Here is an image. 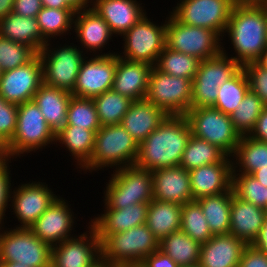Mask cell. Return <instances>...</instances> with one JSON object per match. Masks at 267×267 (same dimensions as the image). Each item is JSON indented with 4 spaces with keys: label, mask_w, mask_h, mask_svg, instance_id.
I'll list each match as a JSON object with an SVG mask.
<instances>
[{
    "label": "cell",
    "mask_w": 267,
    "mask_h": 267,
    "mask_svg": "<svg viewBox=\"0 0 267 267\" xmlns=\"http://www.w3.org/2000/svg\"><path fill=\"white\" fill-rule=\"evenodd\" d=\"M115 38L108 23L91 7L77 10L71 39L74 43L77 42L76 45L87 56H107L117 53L116 47H113L116 51L111 50L110 43L116 41Z\"/></svg>",
    "instance_id": "e0dca14e"
},
{
    "label": "cell",
    "mask_w": 267,
    "mask_h": 267,
    "mask_svg": "<svg viewBox=\"0 0 267 267\" xmlns=\"http://www.w3.org/2000/svg\"><path fill=\"white\" fill-rule=\"evenodd\" d=\"M8 158L6 147H0V164Z\"/></svg>",
    "instance_id": "e7e4bbea"
},
{
    "label": "cell",
    "mask_w": 267,
    "mask_h": 267,
    "mask_svg": "<svg viewBox=\"0 0 267 267\" xmlns=\"http://www.w3.org/2000/svg\"><path fill=\"white\" fill-rule=\"evenodd\" d=\"M235 2L243 6H267V0H235Z\"/></svg>",
    "instance_id": "91938a15"
},
{
    "label": "cell",
    "mask_w": 267,
    "mask_h": 267,
    "mask_svg": "<svg viewBox=\"0 0 267 267\" xmlns=\"http://www.w3.org/2000/svg\"><path fill=\"white\" fill-rule=\"evenodd\" d=\"M253 246L258 250L265 252L267 254V217H265L264 224L260 230V234Z\"/></svg>",
    "instance_id": "db71d44e"
},
{
    "label": "cell",
    "mask_w": 267,
    "mask_h": 267,
    "mask_svg": "<svg viewBox=\"0 0 267 267\" xmlns=\"http://www.w3.org/2000/svg\"><path fill=\"white\" fill-rule=\"evenodd\" d=\"M117 53L107 56H86L82 61L73 92L74 97L93 99L111 90Z\"/></svg>",
    "instance_id": "d6986e66"
},
{
    "label": "cell",
    "mask_w": 267,
    "mask_h": 267,
    "mask_svg": "<svg viewBox=\"0 0 267 267\" xmlns=\"http://www.w3.org/2000/svg\"><path fill=\"white\" fill-rule=\"evenodd\" d=\"M14 161L18 163L20 160L12 158H6L0 164V226H4L10 222L7 221L9 208H10V194L15 178H13V166ZM11 164V165H10ZM12 172V173H11Z\"/></svg>",
    "instance_id": "bcb514c9"
},
{
    "label": "cell",
    "mask_w": 267,
    "mask_h": 267,
    "mask_svg": "<svg viewBox=\"0 0 267 267\" xmlns=\"http://www.w3.org/2000/svg\"><path fill=\"white\" fill-rule=\"evenodd\" d=\"M266 106L262 100L249 90L238 108L230 115L235 129L241 136H249L256 121Z\"/></svg>",
    "instance_id": "60d3db41"
},
{
    "label": "cell",
    "mask_w": 267,
    "mask_h": 267,
    "mask_svg": "<svg viewBox=\"0 0 267 267\" xmlns=\"http://www.w3.org/2000/svg\"><path fill=\"white\" fill-rule=\"evenodd\" d=\"M0 267H26L17 262H0Z\"/></svg>",
    "instance_id": "6125c7cd"
},
{
    "label": "cell",
    "mask_w": 267,
    "mask_h": 267,
    "mask_svg": "<svg viewBox=\"0 0 267 267\" xmlns=\"http://www.w3.org/2000/svg\"><path fill=\"white\" fill-rule=\"evenodd\" d=\"M232 158V174H252L267 167V143L241 136Z\"/></svg>",
    "instance_id": "836d02e7"
},
{
    "label": "cell",
    "mask_w": 267,
    "mask_h": 267,
    "mask_svg": "<svg viewBox=\"0 0 267 267\" xmlns=\"http://www.w3.org/2000/svg\"><path fill=\"white\" fill-rule=\"evenodd\" d=\"M184 116L192 135L216 145L227 156L234 154L241 135L235 129L230 115L214 107H202L191 108Z\"/></svg>",
    "instance_id": "7c38bea8"
},
{
    "label": "cell",
    "mask_w": 267,
    "mask_h": 267,
    "mask_svg": "<svg viewBox=\"0 0 267 267\" xmlns=\"http://www.w3.org/2000/svg\"><path fill=\"white\" fill-rule=\"evenodd\" d=\"M201 244L183 231L172 232L159 242V249L179 266L199 264Z\"/></svg>",
    "instance_id": "d590c367"
},
{
    "label": "cell",
    "mask_w": 267,
    "mask_h": 267,
    "mask_svg": "<svg viewBox=\"0 0 267 267\" xmlns=\"http://www.w3.org/2000/svg\"><path fill=\"white\" fill-rule=\"evenodd\" d=\"M14 0H0V19L5 18L10 12H13Z\"/></svg>",
    "instance_id": "9f6ffc18"
},
{
    "label": "cell",
    "mask_w": 267,
    "mask_h": 267,
    "mask_svg": "<svg viewBox=\"0 0 267 267\" xmlns=\"http://www.w3.org/2000/svg\"><path fill=\"white\" fill-rule=\"evenodd\" d=\"M86 221L83 232L52 247L53 267H93L101 260V242L96 229Z\"/></svg>",
    "instance_id": "ac0fdd59"
},
{
    "label": "cell",
    "mask_w": 267,
    "mask_h": 267,
    "mask_svg": "<svg viewBox=\"0 0 267 267\" xmlns=\"http://www.w3.org/2000/svg\"><path fill=\"white\" fill-rule=\"evenodd\" d=\"M247 245L232 234L213 235L201 244L200 267H239L244 248Z\"/></svg>",
    "instance_id": "484cf974"
},
{
    "label": "cell",
    "mask_w": 267,
    "mask_h": 267,
    "mask_svg": "<svg viewBox=\"0 0 267 267\" xmlns=\"http://www.w3.org/2000/svg\"><path fill=\"white\" fill-rule=\"evenodd\" d=\"M233 195L234 192L231 188L225 193L196 200L202 208V212L213 235L229 234L230 210Z\"/></svg>",
    "instance_id": "e575fe53"
},
{
    "label": "cell",
    "mask_w": 267,
    "mask_h": 267,
    "mask_svg": "<svg viewBox=\"0 0 267 267\" xmlns=\"http://www.w3.org/2000/svg\"><path fill=\"white\" fill-rule=\"evenodd\" d=\"M63 196L64 194H60L36 222L28 228L35 236L51 247L76 236L79 233L76 228L81 225L78 221L85 219L83 216H78L80 212L75 211L74 201L71 199L73 202L71 204L69 198L67 200Z\"/></svg>",
    "instance_id": "5bb4252c"
},
{
    "label": "cell",
    "mask_w": 267,
    "mask_h": 267,
    "mask_svg": "<svg viewBox=\"0 0 267 267\" xmlns=\"http://www.w3.org/2000/svg\"><path fill=\"white\" fill-rule=\"evenodd\" d=\"M0 147H6V145L0 140Z\"/></svg>",
    "instance_id": "a7ac6f4b"
},
{
    "label": "cell",
    "mask_w": 267,
    "mask_h": 267,
    "mask_svg": "<svg viewBox=\"0 0 267 267\" xmlns=\"http://www.w3.org/2000/svg\"><path fill=\"white\" fill-rule=\"evenodd\" d=\"M266 210L250 202L232 196L230 210V232L246 245H253L264 224Z\"/></svg>",
    "instance_id": "83f0119b"
},
{
    "label": "cell",
    "mask_w": 267,
    "mask_h": 267,
    "mask_svg": "<svg viewBox=\"0 0 267 267\" xmlns=\"http://www.w3.org/2000/svg\"><path fill=\"white\" fill-rule=\"evenodd\" d=\"M38 55L43 84L72 93L81 63L87 55L72 39L48 41Z\"/></svg>",
    "instance_id": "8992f818"
},
{
    "label": "cell",
    "mask_w": 267,
    "mask_h": 267,
    "mask_svg": "<svg viewBox=\"0 0 267 267\" xmlns=\"http://www.w3.org/2000/svg\"><path fill=\"white\" fill-rule=\"evenodd\" d=\"M266 48L267 6L235 4L222 36V53L243 67L255 62Z\"/></svg>",
    "instance_id": "6da1fadb"
},
{
    "label": "cell",
    "mask_w": 267,
    "mask_h": 267,
    "mask_svg": "<svg viewBox=\"0 0 267 267\" xmlns=\"http://www.w3.org/2000/svg\"><path fill=\"white\" fill-rule=\"evenodd\" d=\"M200 61L195 56L173 51L165 46L155 67L166 74L193 80Z\"/></svg>",
    "instance_id": "ab89813d"
},
{
    "label": "cell",
    "mask_w": 267,
    "mask_h": 267,
    "mask_svg": "<svg viewBox=\"0 0 267 267\" xmlns=\"http://www.w3.org/2000/svg\"><path fill=\"white\" fill-rule=\"evenodd\" d=\"M239 267H267V254L247 245L241 255Z\"/></svg>",
    "instance_id": "681fc988"
},
{
    "label": "cell",
    "mask_w": 267,
    "mask_h": 267,
    "mask_svg": "<svg viewBox=\"0 0 267 267\" xmlns=\"http://www.w3.org/2000/svg\"><path fill=\"white\" fill-rule=\"evenodd\" d=\"M182 205L152 199L147 209L146 225L160 242L180 230Z\"/></svg>",
    "instance_id": "1f68e13d"
},
{
    "label": "cell",
    "mask_w": 267,
    "mask_h": 267,
    "mask_svg": "<svg viewBox=\"0 0 267 267\" xmlns=\"http://www.w3.org/2000/svg\"><path fill=\"white\" fill-rule=\"evenodd\" d=\"M234 194L247 202L261 208H267V187H264L251 174H232Z\"/></svg>",
    "instance_id": "ee69618b"
},
{
    "label": "cell",
    "mask_w": 267,
    "mask_h": 267,
    "mask_svg": "<svg viewBox=\"0 0 267 267\" xmlns=\"http://www.w3.org/2000/svg\"><path fill=\"white\" fill-rule=\"evenodd\" d=\"M226 154L216 145L191 135L183 152L180 166L190 171L204 165L219 163Z\"/></svg>",
    "instance_id": "74e56055"
},
{
    "label": "cell",
    "mask_w": 267,
    "mask_h": 267,
    "mask_svg": "<svg viewBox=\"0 0 267 267\" xmlns=\"http://www.w3.org/2000/svg\"><path fill=\"white\" fill-rule=\"evenodd\" d=\"M85 128L74 125H65L55 134L54 148H64L67 157L71 159V166L74 165L72 171L76 170L77 175L90 162L95 143V133Z\"/></svg>",
    "instance_id": "4316f807"
},
{
    "label": "cell",
    "mask_w": 267,
    "mask_h": 267,
    "mask_svg": "<svg viewBox=\"0 0 267 267\" xmlns=\"http://www.w3.org/2000/svg\"><path fill=\"white\" fill-rule=\"evenodd\" d=\"M191 135V127L184 115H169L139 144L135 164L151 172L180 165Z\"/></svg>",
    "instance_id": "7a4b0ae2"
},
{
    "label": "cell",
    "mask_w": 267,
    "mask_h": 267,
    "mask_svg": "<svg viewBox=\"0 0 267 267\" xmlns=\"http://www.w3.org/2000/svg\"><path fill=\"white\" fill-rule=\"evenodd\" d=\"M33 178L26 179L20 183L17 180L13 183L10 194V208L7 220L13 228H29L48 209L53 201L61 194L53 189V185L48 183L46 178L42 180ZM48 183V184H47ZM16 184V185H15ZM52 187V188H51ZM57 193V194H56ZM11 215V217H10ZM13 215V216H12ZM16 222H13V218ZM12 218V220L10 219Z\"/></svg>",
    "instance_id": "52a82bcc"
},
{
    "label": "cell",
    "mask_w": 267,
    "mask_h": 267,
    "mask_svg": "<svg viewBox=\"0 0 267 267\" xmlns=\"http://www.w3.org/2000/svg\"><path fill=\"white\" fill-rule=\"evenodd\" d=\"M100 242L101 259L115 267L142 264L146 257L159 249V241L146 224L104 236Z\"/></svg>",
    "instance_id": "9c48e42d"
},
{
    "label": "cell",
    "mask_w": 267,
    "mask_h": 267,
    "mask_svg": "<svg viewBox=\"0 0 267 267\" xmlns=\"http://www.w3.org/2000/svg\"><path fill=\"white\" fill-rule=\"evenodd\" d=\"M242 66L224 53L200 61L192 80L191 108L213 107L218 88Z\"/></svg>",
    "instance_id": "4fadbf2b"
},
{
    "label": "cell",
    "mask_w": 267,
    "mask_h": 267,
    "mask_svg": "<svg viewBox=\"0 0 267 267\" xmlns=\"http://www.w3.org/2000/svg\"><path fill=\"white\" fill-rule=\"evenodd\" d=\"M253 175L264 187H267V167L255 170Z\"/></svg>",
    "instance_id": "6f0895ef"
},
{
    "label": "cell",
    "mask_w": 267,
    "mask_h": 267,
    "mask_svg": "<svg viewBox=\"0 0 267 267\" xmlns=\"http://www.w3.org/2000/svg\"><path fill=\"white\" fill-rule=\"evenodd\" d=\"M180 267H200V265L199 264H195V265L180 266Z\"/></svg>",
    "instance_id": "003e7915"
},
{
    "label": "cell",
    "mask_w": 267,
    "mask_h": 267,
    "mask_svg": "<svg viewBox=\"0 0 267 267\" xmlns=\"http://www.w3.org/2000/svg\"><path fill=\"white\" fill-rule=\"evenodd\" d=\"M0 35L31 47L37 54L48 42L41 34L36 17H23L14 12L0 19Z\"/></svg>",
    "instance_id": "4dcf8cb0"
},
{
    "label": "cell",
    "mask_w": 267,
    "mask_h": 267,
    "mask_svg": "<svg viewBox=\"0 0 267 267\" xmlns=\"http://www.w3.org/2000/svg\"><path fill=\"white\" fill-rule=\"evenodd\" d=\"M139 153L138 142L121 124L101 126L95 133L90 162L80 171L83 175L100 174L133 165ZM103 171V172H102ZM83 172V173H82ZM102 172V173H101ZM94 173V174H93Z\"/></svg>",
    "instance_id": "3957f363"
},
{
    "label": "cell",
    "mask_w": 267,
    "mask_h": 267,
    "mask_svg": "<svg viewBox=\"0 0 267 267\" xmlns=\"http://www.w3.org/2000/svg\"><path fill=\"white\" fill-rule=\"evenodd\" d=\"M66 125L98 131L101 125L93 99L72 96L67 108Z\"/></svg>",
    "instance_id": "7bdbcfd3"
},
{
    "label": "cell",
    "mask_w": 267,
    "mask_h": 267,
    "mask_svg": "<svg viewBox=\"0 0 267 267\" xmlns=\"http://www.w3.org/2000/svg\"><path fill=\"white\" fill-rule=\"evenodd\" d=\"M146 14L134 24L119 42L122 45L117 48V55L130 61L145 62L155 66L159 55L166 46V20L167 15L162 16L161 21ZM154 20V21H153Z\"/></svg>",
    "instance_id": "ba28073f"
},
{
    "label": "cell",
    "mask_w": 267,
    "mask_h": 267,
    "mask_svg": "<svg viewBox=\"0 0 267 267\" xmlns=\"http://www.w3.org/2000/svg\"><path fill=\"white\" fill-rule=\"evenodd\" d=\"M93 267H115L113 264L103 261L102 259L98 261Z\"/></svg>",
    "instance_id": "be15d7a7"
},
{
    "label": "cell",
    "mask_w": 267,
    "mask_h": 267,
    "mask_svg": "<svg viewBox=\"0 0 267 267\" xmlns=\"http://www.w3.org/2000/svg\"><path fill=\"white\" fill-rule=\"evenodd\" d=\"M76 12V9L43 7L36 17L42 36L47 41L70 40Z\"/></svg>",
    "instance_id": "d6a6232c"
},
{
    "label": "cell",
    "mask_w": 267,
    "mask_h": 267,
    "mask_svg": "<svg viewBox=\"0 0 267 267\" xmlns=\"http://www.w3.org/2000/svg\"><path fill=\"white\" fill-rule=\"evenodd\" d=\"M52 247L27 228L0 226V262H17L26 267H49Z\"/></svg>",
    "instance_id": "8fae6325"
},
{
    "label": "cell",
    "mask_w": 267,
    "mask_h": 267,
    "mask_svg": "<svg viewBox=\"0 0 267 267\" xmlns=\"http://www.w3.org/2000/svg\"><path fill=\"white\" fill-rule=\"evenodd\" d=\"M42 6L56 9H75L67 0H41Z\"/></svg>",
    "instance_id": "11a10c76"
},
{
    "label": "cell",
    "mask_w": 267,
    "mask_h": 267,
    "mask_svg": "<svg viewBox=\"0 0 267 267\" xmlns=\"http://www.w3.org/2000/svg\"><path fill=\"white\" fill-rule=\"evenodd\" d=\"M2 73H3V70L1 69V66H0V78L2 76Z\"/></svg>",
    "instance_id": "89a4df30"
},
{
    "label": "cell",
    "mask_w": 267,
    "mask_h": 267,
    "mask_svg": "<svg viewBox=\"0 0 267 267\" xmlns=\"http://www.w3.org/2000/svg\"><path fill=\"white\" fill-rule=\"evenodd\" d=\"M102 187L103 202L111 209L150 202L153 199V176L148 169L136 164L108 172Z\"/></svg>",
    "instance_id": "5b68a950"
},
{
    "label": "cell",
    "mask_w": 267,
    "mask_h": 267,
    "mask_svg": "<svg viewBox=\"0 0 267 267\" xmlns=\"http://www.w3.org/2000/svg\"><path fill=\"white\" fill-rule=\"evenodd\" d=\"M152 68L148 63L130 61L117 55L112 90L133 101L145 99Z\"/></svg>",
    "instance_id": "d4e9b609"
},
{
    "label": "cell",
    "mask_w": 267,
    "mask_h": 267,
    "mask_svg": "<svg viewBox=\"0 0 267 267\" xmlns=\"http://www.w3.org/2000/svg\"><path fill=\"white\" fill-rule=\"evenodd\" d=\"M43 8L41 0H14L13 12L23 17H37Z\"/></svg>",
    "instance_id": "f907efd6"
},
{
    "label": "cell",
    "mask_w": 267,
    "mask_h": 267,
    "mask_svg": "<svg viewBox=\"0 0 267 267\" xmlns=\"http://www.w3.org/2000/svg\"><path fill=\"white\" fill-rule=\"evenodd\" d=\"M142 264L145 267H180L176 262H174L167 254L162 252L160 249L151 253L146 257Z\"/></svg>",
    "instance_id": "816d5d0a"
},
{
    "label": "cell",
    "mask_w": 267,
    "mask_h": 267,
    "mask_svg": "<svg viewBox=\"0 0 267 267\" xmlns=\"http://www.w3.org/2000/svg\"><path fill=\"white\" fill-rule=\"evenodd\" d=\"M166 47L205 60L222 52V38L211 29L181 23L167 8Z\"/></svg>",
    "instance_id": "30bf717a"
},
{
    "label": "cell",
    "mask_w": 267,
    "mask_h": 267,
    "mask_svg": "<svg viewBox=\"0 0 267 267\" xmlns=\"http://www.w3.org/2000/svg\"><path fill=\"white\" fill-rule=\"evenodd\" d=\"M250 90L249 80L243 67H241L229 80L218 88V96L214 108L231 115Z\"/></svg>",
    "instance_id": "8d00e7d4"
},
{
    "label": "cell",
    "mask_w": 267,
    "mask_h": 267,
    "mask_svg": "<svg viewBox=\"0 0 267 267\" xmlns=\"http://www.w3.org/2000/svg\"><path fill=\"white\" fill-rule=\"evenodd\" d=\"M235 4V0H175L169 10L181 23L211 29L222 38Z\"/></svg>",
    "instance_id": "2e32d148"
},
{
    "label": "cell",
    "mask_w": 267,
    "mask_h": 267,
    "mask_svg": "<svg viewBox=\"0 0 267 267\" xmlns=\"http://www.w3.org/2000/svg\"><path fill=\"white\" fill-rule=\"evenodd\" d=\"M142 2L144 1L92 0L91 8L108 23L112 34L119 40V37L148 13L147 4Z\"/></svg>",
    "instance_id": "603a6c76"
},
{
    "label": "cell",
    "mask_w": 267,
    "mask_h": 267,
    "mask_svg": "<svg viewBox=\"0 0 267 267\" xmlns=\"http://www.w3.org/2000/svg\"><path fill=\"white\" fill-rule=\"evenodd\" d=\"M76 10L87 9L92 6V0H67Z\"/></svg>",
    "instance_id": "680465c9"
},
{
    "label": "cell",
    "mask_w": 267,
    "mask_h": 267,
    "mask_svg": "<svg viewBox=\"0 0 267 267\" xmlns=\"http://www.w3.org/2000/svg\"><path fill=\"white\" fill-rule=\"evenodd\" d=\"M243 69L247 74L250 90L267 106V70L262 69L255 62L245 64Z\"/></svg>",
    "instance_id": "c3c4849f"
},
{
    "label": "cell",
    "mask_w": 267,
    "mask_h": 267,
    "mask_svg": "<svg viewBox=\"0 0 267 267\" xmlns=\"http://www.w3.org/2000/svg\"><path fill=\"white\" fill-rule=\"evenodd\" d=\"M73 95L63 89L42 84L33 101L39 107L49 127L56 134L67 123V108Z\"/></svg>",
    "instance_id": "f546056e"
},
{
    "label": "cell",
    "mask_w": 267,
    "mask_h": 267,
    "mask_svg": "<svg viewBox=\"0 0 267 267\" xmlns=\"http://www.w3.org/2000/svg\"><path fill=\"white\" fill-rule=\"evenodd\" d=\"M122 267H145L143 264H128L126 266H122Z\"/></svg>",
    "instance_id": "03108f58"
},
{
    "label": "cell",
    "mask_w": 267,
    "mask_h": 267,
    "mask_svg": "<svg viewBox=\"0 0 267 267\" xmlns=\"http://www.w3.org/2000/svg\"><path fill=\"white\" fill-rule=\"evenodd\" d=\"M18 105L8 103L0 96V140L6 145L13 137L17 126Z\"/></svg>",
    "instance_id": "7dc6e473"
},
{
    "label": "cell",
    "mask_w": 267,
    "mask_h": 267,
    "mask_svg": "<svg viewBox=\"0 0 267 267\" xmlns=\"http://www.w3.org/2000/svg\"><path fill=\"white\" fill-rule=\"evenodd\" d=\"M102 211L89 218V223L96 229L99 240L104 236L127 231L146 224L149 202L128 205L123 209H111L103 201ZM93 217V218H92Z\"/></svg>",
    "instance_id": "44dd1931"
},
{
    "label": "cell",
    "mask_w": 267,
    "mask_h": 267,
    "mask_svg": "<svg viewBox=\"0 0 267 267\" xmlns=\"http://www.w3.org/2000/svg\"><path fill=\"white\" fill-rule=\"evenodd\" d=\"M255 63L264 70H267V48L260 54Z\"/></svg>",
    "instance_id": "94428289"
},
{
    "label": "cell",
    "mask_w": 267,
    "mask_h": 267,
    "mask_svg": "<svg viewBox=\"0 0 267 267\" xmlns=\"http://www.w3.org/2000/svg\"><path fill=\"white\" fill-rule=\"evenodd\" d=\"M169 115L146 99L133 101L123 116L121 125L140 144Z\"/></svg>",
    "instance_id": "f1b7e54d"
},
{
    "label": "cell",
    "mask_w": 267,
    "mask_h": 267,
    "mask_svg": "<svg viewBox=\"0 0 267 267\" xmlns=\"http://www.w3.org/2000/svg\"><path fill=\"white\" fill-rule=\"evenodd\" d=\"M192 80L172 76L153 66L146 100L168 115H185L191 109Z\"/></svg>",
    "instance_id": "9a60e30c"
},
{
    "label": "cell",
    "mask_w": 267,
    "mask_h": 267,
    "mask_svg": "<svg viewBox=\"0 0 267 267\" xmlns=\"http://www.w3.org/2000/svg\"><path fill=\"white\" fill-rule=\"evenodd\" d=\"M101 126L120 124L133 100L108 90L93 98Z\"/></svg>",
    "instance_id": "f35d334b"
},
{
    "label": "cell",
    "mask_w": 267,
    "mask_h": 267,
    "mask_svg": "<svg viewBox=\"0 0 267 267\" xmlns=\"http://www.w3.org/2000/svg\"><path fill=\"white\" fill-rule=\"evenodd\" d=\"M42 84V64L37 54L27 64L2 73L0 96L8 103L20 105L32 101Z\"/></svg>",
    "instance_id": "ffe728a7"
},
{
    "label": "cell",
    "mask_w": 267,
    "mask_h": 267,
    "mask_svg": "<svg viewBox=\"0 0 267 267\" xmlns=\"http://www.w3.org/2000/svg\"><path fill=\"white\" fill-rule=\"evenodd\" d=\"M54 145L55 133L36 103L32 100L18 105L16 130L6 144L8 158L24 161L23 157L44 153L46 148L49 151Z\"/></svg>",
    "instance_id": "277c9868"
},
{
    "label": "cell",
    "mask_w": 267,
    "mask_h": 267,
    "mask_svg": "<svg viewBox=\"0 0 267 267\" xmlns=\"http://www.w3.org/2000/svg\"><path fill=\"white\" fill-rule=\"evenodd\" d=\"M232 173V158L227 155L219 163L190 170V188L194 200L229 191L232 188Z\"/></svg>",
    "instance_id": "7402d4cb"
},
{
    "label": "cell",
    "mask_w": 267,
    "mask_h": 267,
    "mask_svg": "<svg viewBox=\"0 0 267 267\" xmlns=\"http://www.w3.org/2000/svg\"><path fill=\"white\" fill-rule=\"evenodd\" d=\"M180 230L200 244L212 238L213 234L197 201L182 205Z\"/></svg>",
    "instance_id": "b9f144b4"
},
{
    "label": "cell",
    "mask_w": 267,
    "mask_h": 267,
    "mask_svg": "<svg viewBox=\"0 0 267 267\" xmlns=\"http://www.w3.org/2000/svg\"><path fill=\"white\" fill-rule=\"evenodd\" d=\"M153 199L184 205L194 201L189 171L180 165L154 170Z\"/></svg>",
    "instance_id": "cb8c5ba5"
},
{
    "label": "cell",
    "mask_w": 267,
    "mask_h": 267,
    "mask_svg": "<svg viewBox=\"0 0 267 267\" xmlns=\"http://www.w3.org/2000/svg\"><path fill=\"white\" fill-rule=\"evenodd\" d=\"M36 55L31 47L0 35V66L3 72L27 64Z\"/></svg>",
    "instance_id": "f6af8a7d"
},
{
    "label": "cell",
    "mask_w": 267,
    "mask_h": 267,
    "mask_svg": "<svg viewBox=\"0 0 267 267\" xmlns=\"http://www.w3.org/2000/svg\"><path fill=\"white\" fill-rule=\"evenodd\" d=\"M249 136L260 142L267 143V106L262 110Z\"/></svg>",
    "instance_id": "f5cc1de1"
}]
</instances>
